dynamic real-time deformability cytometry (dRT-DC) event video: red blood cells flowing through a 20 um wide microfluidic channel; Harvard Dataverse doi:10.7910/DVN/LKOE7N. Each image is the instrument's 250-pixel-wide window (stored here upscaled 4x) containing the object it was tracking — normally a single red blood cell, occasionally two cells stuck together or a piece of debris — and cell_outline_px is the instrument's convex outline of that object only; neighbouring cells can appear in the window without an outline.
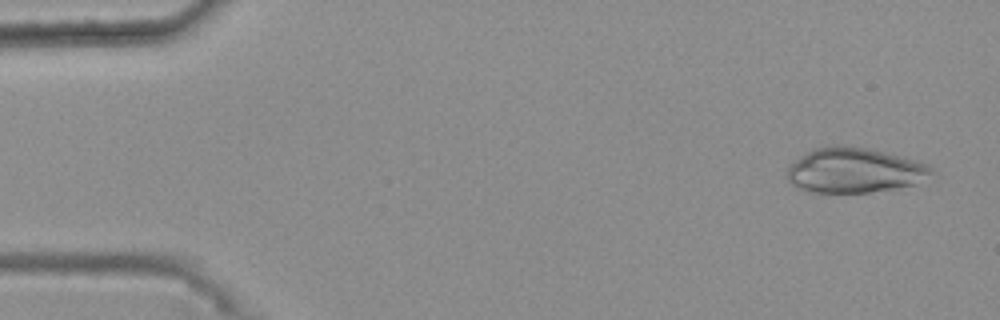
{"species": "common noctule bat (a hibernating species)", "species_latin": "Nyctalus noctula", "temperature_condition": "warm", "stored_images_in_passage": 17, "camera_frame_rate_fps": 3000, "um_per_image_px": 0.085, "animal": {"sex": "female", "body_mass_g": 25.1}, "frame": {"image": 1, "passage_image": 3, "time_ms": 0.667, "image_size_px": [1000, 320], "cell_outline_px": [[932, 172], [912, 184], [896, 188], [868, 192], [816, 192], [800, 188], [792, 184], [788, 180], [788, 168], [796, 160], [808, 152], [816, 148], [836, 144], [840, 144], [868, 148], [916, 160], [928, 164], [932, 168]], "centroid_in_image_um": [72.6, 14.46], "position_along_channel_um": 12.4, "area_um2": 37.05}}